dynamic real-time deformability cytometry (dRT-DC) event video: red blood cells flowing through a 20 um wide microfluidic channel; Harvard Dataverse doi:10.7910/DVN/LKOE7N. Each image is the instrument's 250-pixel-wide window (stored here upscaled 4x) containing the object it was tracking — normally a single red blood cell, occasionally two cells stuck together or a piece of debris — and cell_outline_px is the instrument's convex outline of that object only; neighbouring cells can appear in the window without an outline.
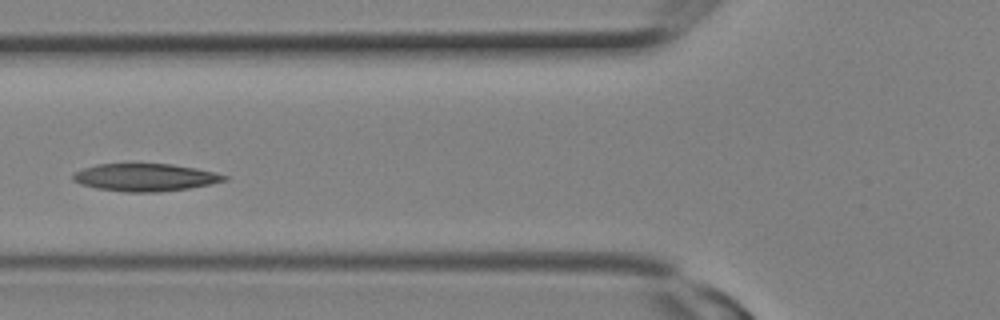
{"species": "Egyptian fruit bat (a non-hibernating species)", "species_latin": "Rousettus aegyptiacus", "temperature_condition": "room temperature", "stored_images_in_passage": 10, "camera_frame_rate_fps": 3000, "um_per_image_px": 0.085, "animal": {"sex": "female"}, "frame": {"image": 1, "passage_image": 9, "time_ms": 2.667, "image_size_px": [1000, 320], "cell_outline_px": [[228, 180], [188, 188], [160, 192], [124, 192], [96, 188], [80, 184], [72, 180], [72, 172], [96, 164], [172, 164], [196, 168], [228, 176]], "centroid_in_image_um": [12.28, 15.08], "position_along_channel_um": 113.5, "area_um2": 24.28}}